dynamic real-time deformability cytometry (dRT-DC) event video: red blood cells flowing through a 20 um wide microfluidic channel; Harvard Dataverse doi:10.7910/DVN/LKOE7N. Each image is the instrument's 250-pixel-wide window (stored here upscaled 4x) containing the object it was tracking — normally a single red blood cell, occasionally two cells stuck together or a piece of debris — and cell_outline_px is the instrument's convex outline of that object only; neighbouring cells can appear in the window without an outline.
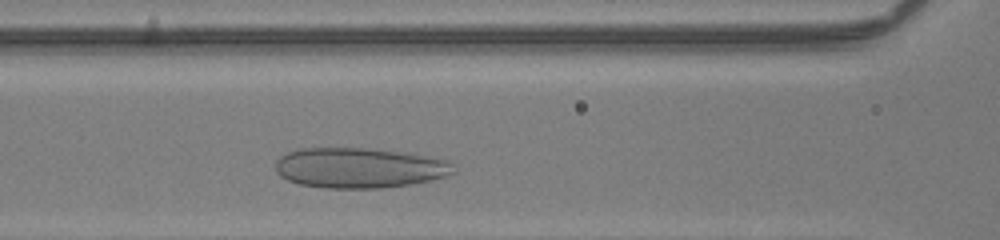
{"species": "human", "species_latin": "Homo sapiens", "temperature_condition": "room temperature", "stored_images_in_passage": 26, "camera_frame_rate_fps": 3000, "um_per_image_px": 0.085, "donor": {"sex": "male"}, "frame": {"image": 1, "passage_image": 7, "time_ms": 2.0, "image_size_px": [1000, 240], "cell_outline_px": [[456, 172], [432, 180], [412, 184], [384, 188], [324, 188], [300, 184], [288, 180], [280, 176], [276, 172], [276, 160], [280, 156], [288, 152], [300, 148], [368, 148], [396, 152], [448, 160], [452, 164]], "centroid_in_image_um": [30.51, 14.28], "position_along_channel_um": 136.1, "area_um2": 41.62}}
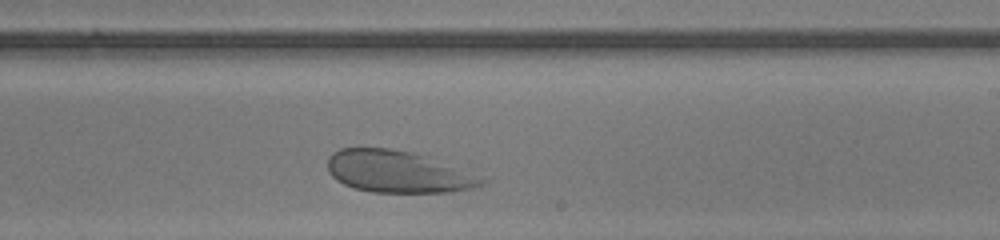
{"frame": {"image": 2, "passage_image": 16, "time_ms": 5.0, "image_size_px": [1000, 240], "cell_outline_px": [[488, 180], [472, 188], [448, 192], [372, 192], [352, 188], [336, 180], [328, 172], [328, 156], [332, 152], [340, 148], [388, 148], [412, 152], [428, 156]], "centroid_in_image_um": [33.74, 14.59], "position_along_channel_um": 255.3, "area_um2": 37.45}}
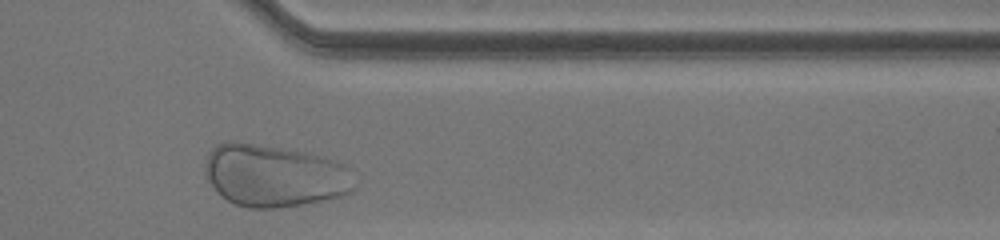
{"frame": {"image": 3, "passage_image": 26, "time_ms": 8.333, "image_size_px": [1000, 240], "cell_outline_px": [[356, 188], [352, 192], [340, 196], [300, 204], [272, 208], [248, 208], [236, 204], [220, 196], [208, 180], [204, 172], [204, 164], [208, 152], [216, 144], [224, 140], [236, 140], [296, 148], [336, 160], [344, 164], [348, 168]], "centroid_in_image_um": [23.28, 14.87], "position_along_channel_um": 388.1, "area_um2": 55.37}}